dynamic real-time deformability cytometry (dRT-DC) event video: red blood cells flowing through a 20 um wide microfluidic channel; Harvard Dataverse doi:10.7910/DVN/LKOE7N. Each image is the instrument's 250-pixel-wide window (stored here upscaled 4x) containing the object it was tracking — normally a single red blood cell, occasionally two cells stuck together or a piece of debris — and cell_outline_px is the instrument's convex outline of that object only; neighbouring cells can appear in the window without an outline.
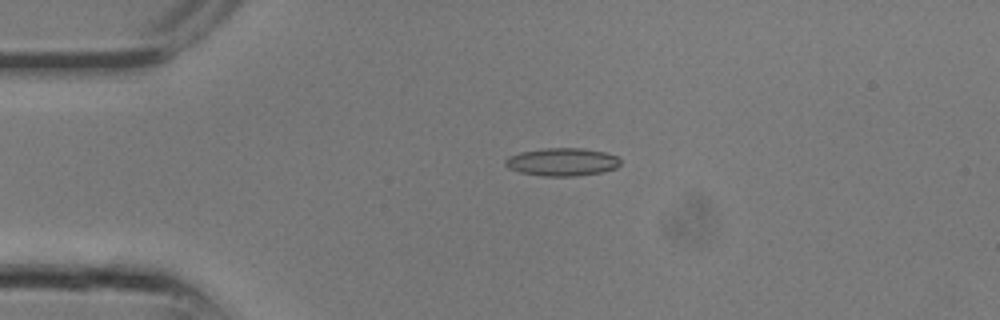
{"species": "common noctule bat (a hibernating species)", "species_latin": "Nyctalus noctula", "temperature_condition": "room temperature", "stored_images_in_passage": 8, "camera_frame_rate_fps": 3000, "um_per_image_px": 0.085, "animal": {"sex": "male", "body_mass_g": 13.3}, "frame": {"image": 1, "passage_image": 6, "time_ms": 1.667, "image_size_px": [1000, 320], "cell_outline_px": [[620, 164], [616, 168], [600, 172], [576, 176], [544, 176], [520, 172], [508, 168], [504, 164], [504, 160], [508, 156], [520, 152], [544, 148], [584, 148], [604, 152], [616, 156], [620, 160]], "centroid_in_image_um": [47.75, 13.76], "position_along_channel_um": 37.2, "area_um2": 18.73}}